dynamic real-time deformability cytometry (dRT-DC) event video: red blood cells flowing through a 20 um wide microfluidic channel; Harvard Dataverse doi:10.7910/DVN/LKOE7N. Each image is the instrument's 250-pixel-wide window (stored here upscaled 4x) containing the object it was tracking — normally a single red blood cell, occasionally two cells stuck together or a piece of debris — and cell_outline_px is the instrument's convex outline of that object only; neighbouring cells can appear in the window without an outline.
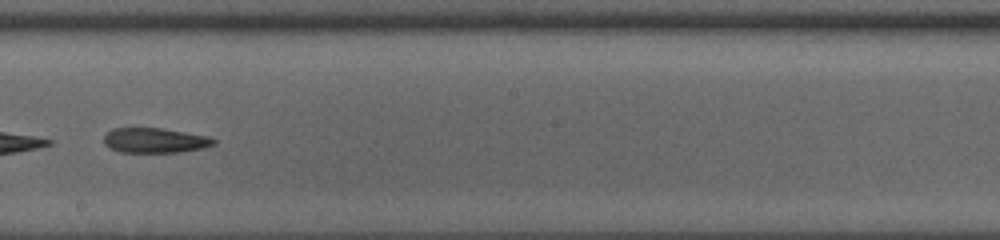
{"species": "common noctule bat (a hibernating species)", "species_latin": "Nyctalus noctula", "temperature_condition": "room temperature", "stored_images_in_passage": 19, "camera_frame_rate_fps": 3000, "um_per_image_px": 0.085, "animal": {"sex": "male", "body_mass_g": 13.0, "forearm_length_mm": 53.1}, "frame": {"image": 1, "passage_image": 16, "time_ms": 5.0, "image_size_px": [1000, 240], "cell_outline_px": [[216, 144], [204, 148], [180, 152], [120, 152], [108, 148], [104, 144], [104, 136], [112, 128], [160, 128], [208, 136], [216, 140]], "centroid_in_image_um": [13.16, 11.94], "position_along_channel_um": 235.0, "area_um2": 16.01}}